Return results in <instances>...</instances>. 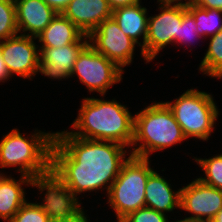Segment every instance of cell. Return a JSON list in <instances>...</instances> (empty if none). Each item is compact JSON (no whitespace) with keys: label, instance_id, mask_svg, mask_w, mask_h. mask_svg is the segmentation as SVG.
<instances>
[{"label":"cell","instance_id":"1","mask_svg":"<svg viewBox=\"0 0 222 222\" xmlns=\"http://www.w3.org/2000/svg\"><path fill=\"white\" fill-rule=\"evenodd\" d=\"M124 145L90 140L56 132L51 148V175L47 187L65 208L82 209L77 195L105 189L108 193L119 175L125 158Z\"/></svg>","mask_w":222,"mask_h":222},{"label":"cell","instance_id":"2","mask_svg":"<svg viewBox=\"0 0 222 222\" xmlns=\"http://www.w3.org/2000/svg\"><path fill=\"white\" fill-rule=\"evenodd\" d=\"M72 127L77 132L69 133L79 138L115 142L129 148L134 137V116L115 99L89 97L83 99Z\"/></svg>","mask_w":222,"mask_h":222},{"label":"cell","instance_id":"3","mask_svg":"<svg viewBox=\"0 0 222 222\" xmlns=\"http://www.w3.org/2000/svg\"><path fill=\"white\" fill-rule=\"evenodd\" d=\"M54 132H37L31 140L13 129L0 141V166H19L22 175L33 178L41 187L48 185L51 175V148Z\"/></svg>","mask_w":222,"mask_h":222},{"label":"cell","instance_id":"4","mask_svg":"<svg viewBox=\"0 0 222 222\" xmlns=\"http://www.w3.org/2000/svg\"><path fill=\"white\" fill-rule=\"evenodd\" d=\"M185 138L181 126L164 102L153 103L144 110L134 115V137L130 155L149 158V154L159 151L176 143H180ZM139 147L135 148L136 145Z\"/></svg>","mask_w":222,"mask_h":222},{"label":"cell","instance_id":"5","mask_svg":"<svg viewBox=\"0 0 222 222\" xmlns=\"http://www.w3.org/2000/svg\"><path fill=\"white\" fill-rule=\"evenodd\" d=\"M149 158L130 155L108 191V203L114 209L117 222L129 213L145 207V188L150 168Z\"/></svg>","mask_w":222,"mask_h":222},{"label":"cell","instance_id":"6","mask_svg":"<svg viewBox=\"0 0 222 222\" xmlns=\"http://www.w3.org/2000/svg\"><path fill=\"white\" fill-rule=\"evenodd\" d=\"M165 103L181 126L186 139L195 137L208 140L219 114L210 93L190 89L176 98L175 103Z\"/></svg>","mask_w":222,"mask_h":222},{"label":"cell","instance_id":"7","mask_svg":"<svg viewBox=\"0 0 222 222\" xmlns=\"http://www.w3.org/2000/svg\"><path fill=\"white\" fill-rule=\"evenodd\" d=\"M161 13L148 17L147 37L141 54L146 62L152 61L167 44L179 43V26L183 13L187 10V1L158 0ZM176 4H175V3ZM178 2V3H177ZM173 3V4H172Z\"/></svg>","mask_w":222,"mask_h":222},{"label":"cell","instance_id":"8","mask_svg":"<svg viewBox=\"0 0 222 222\" xmlns=\"http://www.w3.org/2000/svg\"><path fill=\"white\" fill-rule=\"evenodd\" d=\"M123 70L98 53L89 43L78 54L71 75H77L89 92L105 95L108 88L122 80Z\"/></svg>","mask_w":222,"mask_h":222},{"label":"cell","instance_id":"9","mask_svg":"<svg viewBox=\"0 0 222 222\" xmlns=\"http://www.w3.org/2000/svg\"><path fill=\"white\" fill-rule=\"evenodd\" d=\"M89 44L107 59L113 61L120 69L133 60L136 43L126 36L113 17L104 20L88 36Z\"/></svg>","mask_w":222,"mask_h":222},{"label":"cell","instance_id":"10","mask_svg":"<svg viewBox=\"0 0 222 222\" xmlns=\"http://www.w3.org/2000/svg\"><path fill=\"white\" fill-rule=\"evenodd\" d=\"M33 36L16 35L0 41V49L10 75L22 78L35 76L39 71L40 50ZM14 73V74H13Z\"/></svg>","mask_w":222,"mask_h":222},{"label":"cell","instance_id":"11","mask_svg":"<svg viewBox=\"0 0 222 222\" xmlns=\"http://www.w3.org/2000/svg\"><path fill=\"white\" fill-rule=\"evenodd\" d=\"M180 190V209L194 214L185 219L210 222L222 209V190L206 185L198 178Z\"/></svg>","mask_w":222,"mask_h":222},{"label":"cell","instance_id":"12","mask_svg":"<svg viewBox=\"0 0 222 222\" xmlns=\"http://www.w3.org/2000/svg\"><path fill=\"white\" fill-rule=\"evenodd\" d=\"M112 12L107 0H71L62 14L89 36Z\"/></svg>","mask_w":222,"mask_h":222},{"label":"cell","instance_id":"13","mask_svg":"<svg viewBox=\"0 0 222 222\" xmlns=\"http://www.w3.org/2000/svg\"><path fill=\"white\" fill-rule=\"evenodd\" d=\"M88 43H73L63 47H40L39 71L53 79L70 77L78 54Z\"/></svg>","mask_w":222,"mask_h":222},{"label":"cell","instance_id":"14","mask_svg":"<svg viewBox=\"0 0 222 222\" xmlns=\"http://www.w3.org/2000/svg\"><path fill=\"white\" fill-rule=\"evenodd\" d=\"M18 31H29L28 36L37 37L56 16L57 12L43 0H14Z\"/></svg>","mask_w":222,"mask_h":222},{"label":"cell","instance_id":"15","mask_svg":"<svg viewBox=\"0 0 222 222\" xmlns=\"http://www.w3.org/2000/svg\"><path fill=\"white\" fill-rule=\"evenodd\" d=\"M37 38L42 43L40 47L60 48L73 43H89L88 36L62 13H57Z\"/></svg>","mask_w":222,"mask_h":222},{"label":"cell","instance_id":"16","mask_svg":"<svg viewBox=\"0 0 222 222\" xmlns=\"http://www.w3.org/2000/svg\"><path fill=\"white\" fill-rule=\"evenodd\" d=\"M180 200V189L174 192L171 185L156 171L149 175L145 188V207L165 214L176 207L180 208Z\"/></svg>","mask_w":222,"mask_h":222},{"label":"cell","instance_id":"17","mask_svg":"<svg viewBox=\"0 0 222 222\" xmlns=\"http://www.w3.org/2000/svg\"><path fill=\"white\" fill-rule=\"evenodd\" d=\"M27 184L41 188V186L31 177L21 175L19 180L12 177L0 175V217L8 222L18 212L20 207L26 202L25 192L22 184Z\"/></svg>","mask_w":222,"mask_h":222},{"label":"cell","instance_id":"18","mask_svg":"<svg viewBox=\"0 0 222 222\" xmlns=\"http://www.w3.org/2000/svg\"><path fill=\"white\" fill-rule=\"evenodd\" d=\"M147 9L140 5V1L123 7L115 8L112 12V17L118 23L121 31L132 39L136 44H139L143 49L147 37L148 18ZM142 36L143 44L138 40Z\"/></svg>","mask_w":222,"mask_h":222},{"label":"cell","instance_id":"19","mask_svg":"<svg viewBox=\"0 0 222 222\" xmlns=\"http://www.w3.org/2000/svg\"><path fill=\"white\" fill-rule=\"evenodd\" d=\"M39 190H46L44 202L26 201L9 222H51L65 209L60 199L47 186Z\"/></svg>","mask_w":222,"mask_h":222},{"label":"cell","instance_id":"20","mask_svg":"<svg viewBox=\"0 0 222 222\" xmlns=\"http://www.w3.org/2000/svg\"><path fill=\"white\" fill-rule=\"evenodd\" d=\"M187 10L193 15L200 37L213 36L222 30L220 9H203L187 0Z\"/></svg>","mask_w":222,"mask_h":222},{"label":"cell","instance_id":"21","mask_svg":"<svg viewBox=\"0 0 222 222\" xmlns=\"http://www.w3.org/2000/svg\"><path fill=\"white\" fill-rule=\"evenodd\" d=\"M199 70L211 77L222 75V30L211 36L208 50L201 61Z\"/></svg>","mask_w":222,"mask_h":222},{"label":"cell","instance_id":"22","mask_svg":"<svg viewBox=\"0 0 222 222\" xmlns=\"http://www.w3.org/2000/svg\"><path fill=\"white\" fill-rule=\"evenodd\" d=\"M14 0H0V41L18 34Z\"/></svg>","mask_w":222,"mask_h":222},{"label":"cell","instance_id":"23","mask_svg":"<svg viewBox=\"0 0 222 222\" xmlns=\"http://www.w3.org/2000/svg\"><path fill=\"white\" fill-rule=\"evenodd\" d=\"M195 161L204 170L206 176L198 179L206 185L222 190V154L209 159L195 158Z\"/></svg>","mask_w":222,"mask_h":222},{"label":"cell","instance_id":"24","mask_svg":"<svg viewBox=\"0 0 222 222\" xmlns=\"http://www.w3.org/2000/svg\"><path fill=\"white\" fill-rule=\"evenodd\" d=\"M120 222H168L166 214L148 207L129 213Z\"/></svg>","mask_w":222,"mask_h":222},{"label":"cell","instance_id":"25","mask_svg":"<svg viewBox=\"0 0 222 222\" xmlns=\"http://www.w3.org/2000/svg\"><path fill=\"white\" fill-rule=\"evenodd\" d=\"M194 37L196 39L197 37L198 39L200 38L197 32V25L193 15L188 10H186L183 13L182 25L179 26V43L183 44L187 42L191 45L192 40L195 39Z\"/></svg>","mask_w":222,"mask_h":222},{"label":"cell","instance_id":"26","mask_svg":"<svg viewBox=\"0 0 222 222\" xmlns=\"http://www.w3.org/2000/svg\"><path fill=\"white\" fill-rule=\"evenodd\" d=\"M51 222H88L87 217L82 209L65 208Z\"/></svg>","mask_w":222,"mask_h":222},{"label":"cell","instance_id":"27","mask_svg":"<svg viewBox=\"0 0 222 222\" xmlns=\"http://www.w3.org/2000/svg\"><path fill=\"white\" fill-rule=\"evenodd\" d=\"M193 4L203 9H220L222 10V0H190Z\"/></svg>","mask_w":222,"mask_h":222},{"label":"cell","instance_id":"28","mask_svg":"<svg viewBox=\"0 0 222 222\" xmlns=\"http://www.w3.org/2000/svg\"><path fill=\"white\" fill-rule=\"evenodd\" d=\"M47 5L53 8L57 13H62V11L67 7L71 0H43Z\"/></svg>","mask_w":222,"mask_h":222},{"label":"cell","instance_id":"29","mask_svg":"<svg viewBox=\"0 0 222 222\" xmlns=\"http://www.w3.org/2000/svg\"><path fill=\"white\" fill-rule=\"evenodd\" d=\"M9 77H11L8 69H7V66L4 62V59H3V56H2V52H1V49H0V82H4V80H8Z\"/></svg>","mask_w":222,"mask_h":222},{"label":"cell","instance_id":"30","mask_svg":"<svg viewBox=\"0 0 222 222\" xmlns=\"http://www.w3.org/2000/svg\"><path fill=\"white\" fill-rule=\"evenodd\" d=\"M107 1L109 2L110 7L114 10L115 8L118 7L135 4L140 0H107Z\"/></svg>","mask_w":222,"mask_h":222},{"label":"cell","instance_id":"31","mask_svg":"<svg viewBox=\"0 0 222 222\" xmlns=\"http://www.w3.org/2000/svg\"><path fill=\"white\" fill-rule=\"evenodd\" d=\"M210 222H222V209L214 216Z\"/></svg>","mask_w":222,"mask_h":222},{"label":"cell","instance_id":"32","mask_svg":"<svg viewBox=\"0 0 222 222\" xmlns=\"http://www.w3.org/2000/svg\"><path fill=\"white\" fill-rule=\"evenodd\" d=\"M176 222H199V221L183 219V220H178V221H176Z\"/></svg>","mask_w":222,"mask_h":222}]
</instances>
